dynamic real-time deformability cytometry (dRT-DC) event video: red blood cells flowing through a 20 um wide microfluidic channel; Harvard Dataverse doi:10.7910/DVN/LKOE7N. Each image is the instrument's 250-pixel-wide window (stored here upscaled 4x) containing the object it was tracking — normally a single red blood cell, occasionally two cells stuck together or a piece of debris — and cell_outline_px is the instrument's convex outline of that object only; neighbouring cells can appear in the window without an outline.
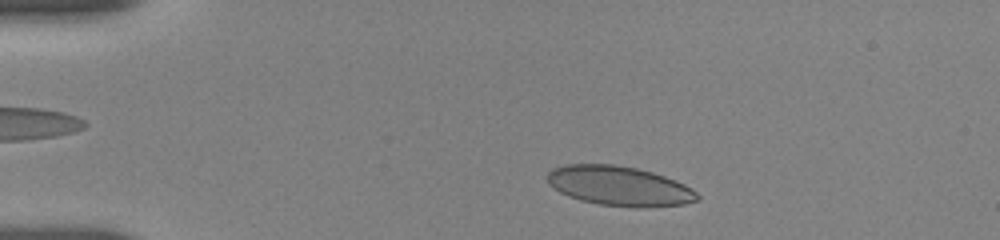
{"species": "human", "species_latin": "Homo sapiens", "temperature_condition": "room temperature", "stored_images_in_passage": 43, "camera_frame_rate_fps": 3000, "um_per_image_px": 0.085, "donor": {"sex": "female"}, "frame": {"image": 1, "passage_image": 5, "time_ms": 1.333, "image_size_px": [1000, 240], "cell_outline_px": [[700, 200], [684, 204], [648, 208], [636, 208], [600, 204], [580, 200], [568, 196], [560, 192], [548, 184], [548, 172], [552, 168], [564, 164], [612, 164], [636, 168], [652, 172], [664, 176], [684, 184], [692, 188], [700, 196]], "centroid_in_image_um": [52.65, 15.82], "position_along_channel_um": 32.3, "area_um2": 34.85}}
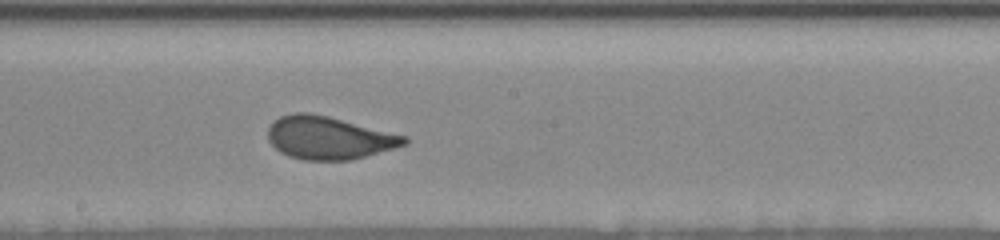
{"frame": {"image": 2, "passage_image": 25, "time_ms": 8.0, "image_size_px": [1000, 240], "cell_outline_px": [[408, 144], [364, 156], [348, 160], [304, 160], [288, 156], [280, 152], [268, 140], [268, 128], [280, 116], [292, 112], [308, 112], [328, 116], [408, 136]], "centroid_in_image_um": [27.95, 11.71], "position_along_channel_um": 220.3, "area_um2": 33.93}}
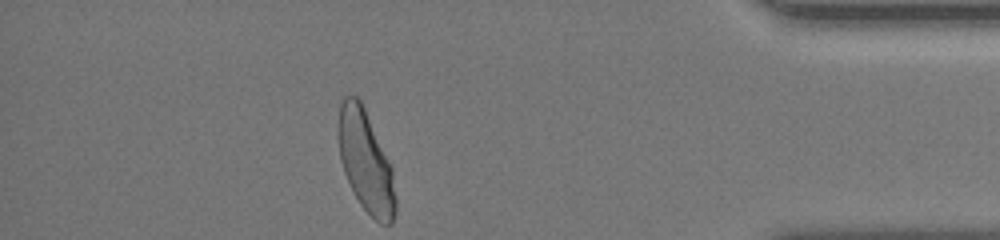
{"frame": {"image": 3, "passage_image": 43, "time_ms": 14.0, "image_size_px": [1000, 240], "cell_outline_px": [[396, 212], [392, 224], [380, 224], [360, 204], [344, 172], [340, 160], [336, 136], [336, 124], [340, 104], [344, 96], [356, 96], [360, 100], [364, 108], [392, 168], [396, 200]], "centroid_in_image_um": [31.05, 13.71], "position_along_channel_um": 404.1, "area_um2": 33.87}, "authors_computed_cell_mechanics": {"area_um2": 33.9864, "velocity_mm_per_s": 3.6637, "shape_relaxation_time_tau1_ms": 4.0815, "shape_relaxation_time_tau2_ms": null, "deformation_change_tau1": 0.1469, "deformation_change_tau2": null}}